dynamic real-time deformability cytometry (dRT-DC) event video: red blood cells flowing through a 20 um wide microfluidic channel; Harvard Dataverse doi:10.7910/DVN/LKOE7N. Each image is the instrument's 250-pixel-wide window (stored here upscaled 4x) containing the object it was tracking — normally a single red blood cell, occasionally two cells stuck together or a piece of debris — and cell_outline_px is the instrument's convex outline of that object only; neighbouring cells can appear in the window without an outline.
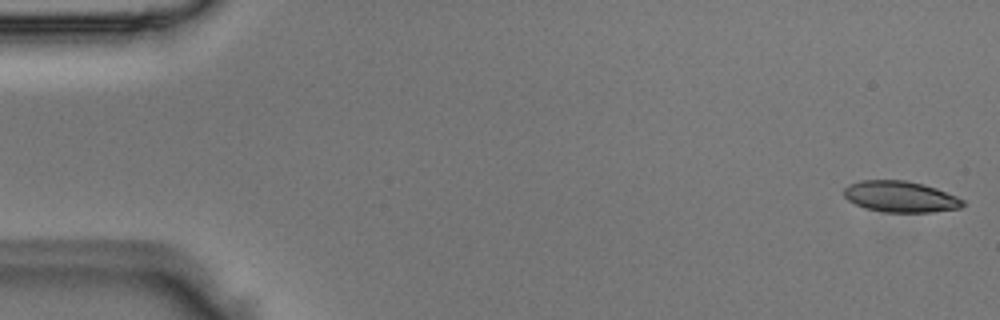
{"species": "Egyptian fruit bat (a non-hibernating species)", "species_latin": "Rousettus aegyptiacus", "temperature_condition": "room temperature", "stored_images_in_passage": 6, "camera_frame_rate_fps": 3000, "um_per_image_px": 0.085, "animal": {"sex": "male"}, "frame": {"image": 1, "passage_image": 1, "time_ms": 0.0, "image_size_px": [1000, 320], "cell_outline_px": [[964, 204], [960, 208], [932, 212], [884, 212], [864, 208], [848, 200], [844, 196], [844, 188], [848, 184], [860, 180], [904, 180], [924, 184], [936, 188], [956, 196], [964, 200]], "centroid_in_image_um": [76.52, 16.71], "position_along_channel_um": 8.5, "area_um2": 21.62}}
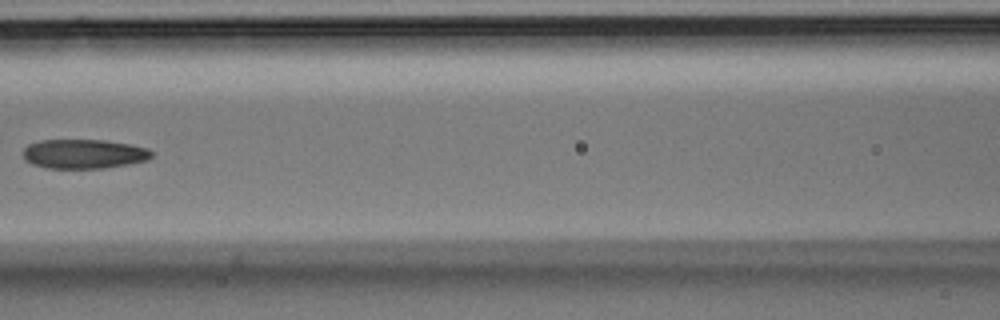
{"frame": {"image": 2, "passage_image": 6, "time_ms": 1.667, "image_size_px": [1000, 320], "cell_outline_px": [[152, 156], [148, 160], [128, 164], [104, 168], [48, 168], [32, 164], [24, 156], [24, 148], [28, 144], [40, 140], [104, 140], [128, 144], [148, 148], [152, 152]], "centroid_in_image_um": [7.14, 13.08], "position_along_channel_um": 159.5, "area_um2": 21.85}}